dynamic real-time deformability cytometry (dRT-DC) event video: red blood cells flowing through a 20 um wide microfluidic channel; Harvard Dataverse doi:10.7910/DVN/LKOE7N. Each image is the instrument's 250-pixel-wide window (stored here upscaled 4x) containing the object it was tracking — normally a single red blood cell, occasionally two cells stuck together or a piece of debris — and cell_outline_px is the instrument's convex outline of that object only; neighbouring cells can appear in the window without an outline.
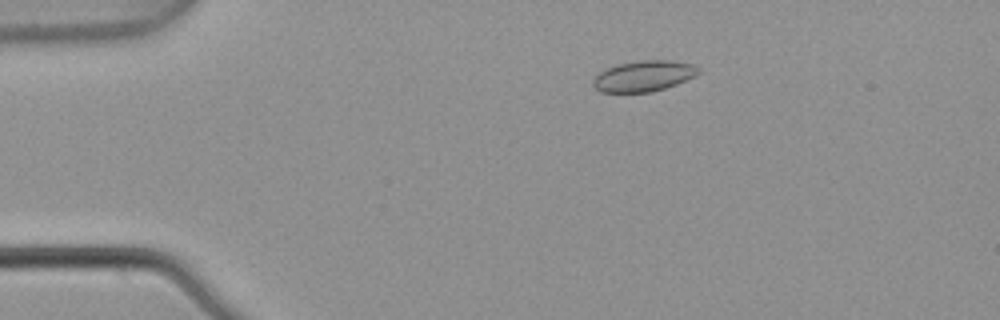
{"species": "common noctule bat (a hibernating species)", "species_latin": "Nyctalus noctula", "temperature_condition": "warm", "stored_images_in_passage": 7, "camera_frame_rate_fps": 3000, "um_per_image_px": 0.085, "animal": {"sex": "male", "body_mass_g": 21.5, "forearm_length_mm": 52.0}, "frame": {"image": 1, "passage_image": 3, "time_ms": 0.667, "image_size_px": [1000, 320], "cell_outline_px": [[700, 72], [696, 76], [676, 84], [652, 92], [600, 92], [592, 84], [592, 80], [600, 72], [616, 64], [640, 60], [668, 60], [692, 64], [700, 68]], "centroid_in_image_um": [54.72, 6.46], "position_along_channel_um": 30.3, "area_um2": 18.9}}
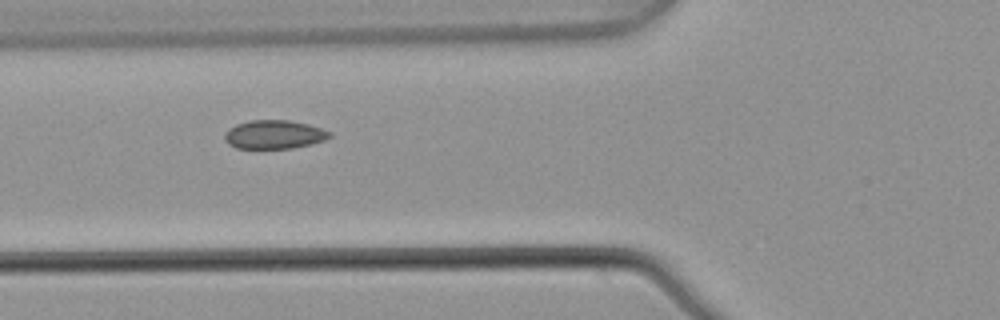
{"frame": {"image": 2, "passage_image": 6, "time_ms": 1.667, "image_size_px": [1000, 320], "cell_outline_px": [[332, 136], [324, 140], [312, 144], [292, 148], [236, 148], [228, 144], [224, 140], [224, 136], [228, 128], [236, 124], [248, 120], [292, 120], [308, 124], [332, 132]], "centroid_in_image_um": [23.3, 11.42], "position_along_channel_um": 102.5, "area_um2": 17.69}}
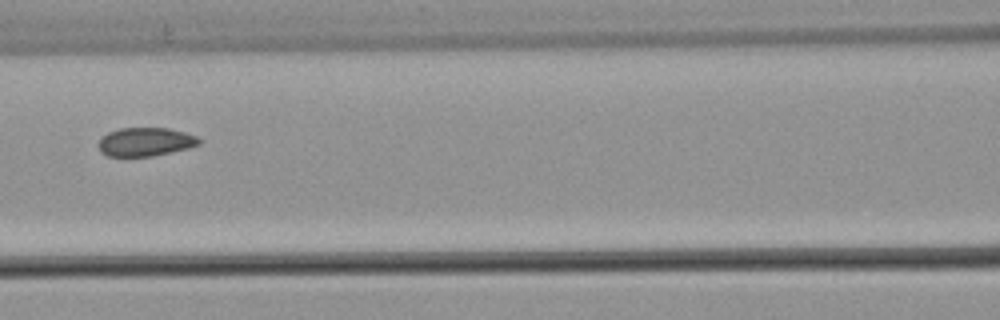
{"frame": {"image": 3, "passage_image": 7, "time_ms": 2.0, "image_size_px": [1000, 320], "cell_outline_px": [[204, 140], [200, 144], [188, 148], [152, 156], [108, 156], [100, 152], [96, 144], [108, 132], [120, 128], [168, 128], [184, 132], [196, 136]], "centroid_in_image_um": [12.36, 12.06], "position_along_channel_um": 154.2, "area_um2": 16.82}}